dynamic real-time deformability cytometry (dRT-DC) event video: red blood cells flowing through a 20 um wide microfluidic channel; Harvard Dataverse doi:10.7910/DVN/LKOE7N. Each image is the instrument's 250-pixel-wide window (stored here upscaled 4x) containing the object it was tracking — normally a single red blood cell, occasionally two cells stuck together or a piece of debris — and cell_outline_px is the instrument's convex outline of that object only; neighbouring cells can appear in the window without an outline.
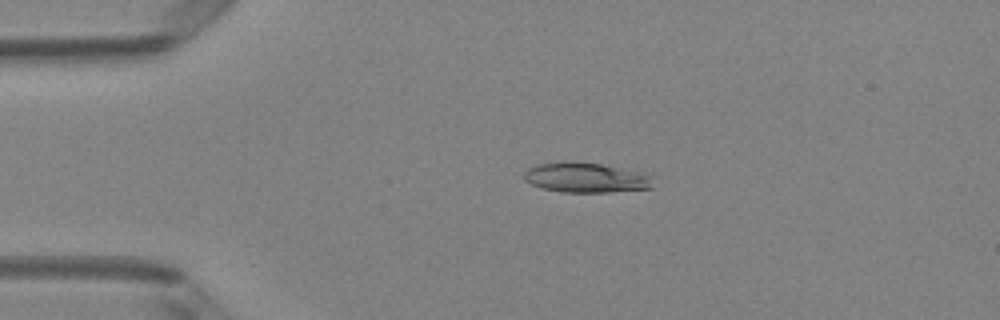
{"species": "Egyptian fruit bat (a non-hibernating species)", "species_latin": "Rousettus aegyptiacus", "temperature_condition": "room temperature", "stored_images_in_passage": 4, "camera_frame_rate_fps": 3000, "um_per_image_px": 0.085, "animal": {"sex": "female"}, "frame": {"image": 1, "passage_image": 3, "time_ms": 0.667, "image_size_px": [1000, 320], "cell_outline_px": [[656, 176], [652, 188], [608, 192], [564, 192], [544, 188], [532, 184], [524, 180], [524, 172], [528, 168], [536, 164], [572, 160], [600, 164], [640, 172]], "centroid_in_image_um": [49.83, 15.08], "position_along_channel_um": 35.2, "area_um2": 22.72}}